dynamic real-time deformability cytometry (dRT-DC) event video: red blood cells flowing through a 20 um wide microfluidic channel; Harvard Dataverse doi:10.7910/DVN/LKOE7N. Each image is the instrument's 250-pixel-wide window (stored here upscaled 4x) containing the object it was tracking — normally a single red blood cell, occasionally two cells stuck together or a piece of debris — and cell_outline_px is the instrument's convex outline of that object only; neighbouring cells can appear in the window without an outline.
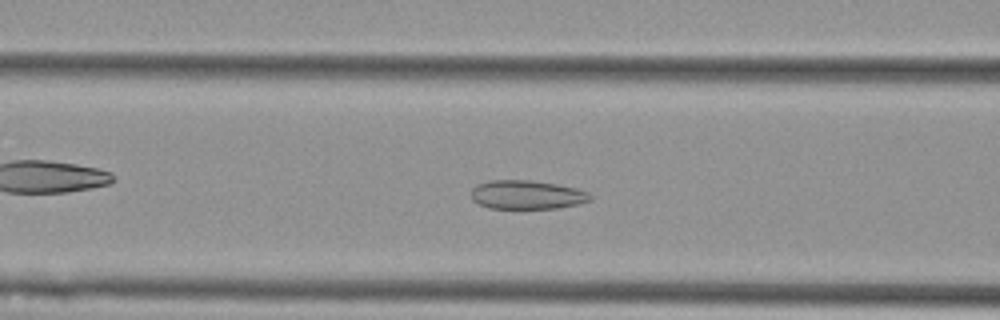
{"species": "Egyptian fruit bat (a non-hibernating species)", "species_latin": "Rousettus aegyptiacus", "temperature_condition": "cold", "stored_images_in_passage": 51, "camera_frame_rate_fps": 3000, "um_per_image_px": 0.085, "animal": {"sex": "female"}, "frame": {"image": 1, "passage_image": 18, "time_ms": 5.667, "image_size_px": [1000, 320], "cell_outline_px": [[592, 200], [560, 208], [488, 208], [472, 200], [472, 188], [476, 184], [492, 180], [528, 180], [556, 184], [576, 188], [588, 192], [592, 196]], "centroid_in_image_um": [44.78, 16.55], "position_along_channel_um": 121.8, "area_um2": 19.94}}
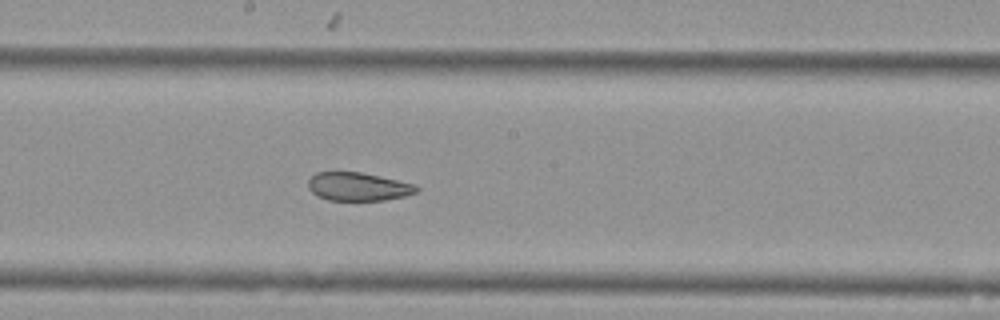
{"frame": {"image": 2, "passage_image": 26, "time_ms": 8.333, "image_size_px": [1000, 320], "cell_outline_px": [[420, 188], [416, 192], [404, 196], [384, 200], [328, 200], [316, 196], [308, 188], [308, 180], [316, 172], [360, 172], [380, 176], [416, 184]], "centroid_in_image_um": [30.43, 15.86], "position_along_channel_um": 217.8, "area_um2": 17.92}}
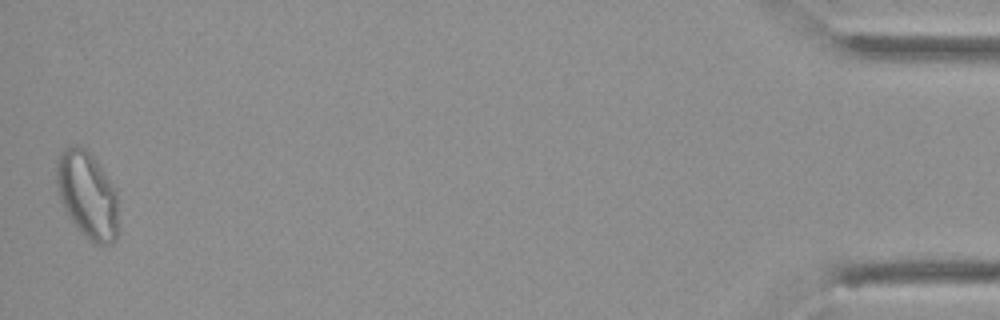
{"frame": {"image": 3, "passage_image": 51, "time_ms": 16.667, "image_size_px": [1000, 320], "cell_outline_px": [[116, 236], [108, 244], [96, 244], [88, 240], [80, 232], [68, 216], [60, 200], [56, 180], [56, 160], [60, 152], [64, 148], [76, 144], [84, 148], [96, 160], [116, 188]], "centroid_in_image_um": [7.38, 16.53], "position_along_channel_um": 427.8, "area_um2": 31.15}, "authors_computed_cell_mechanics": {"area_um2": 23.8714, "velocity_mm_per_s": 3.6111, "shape_relaxation_time_tau1_ms": null, "shape_relaxation_time_tau2_ms": 2.3264, "deformation_change_tau1": null, "deformation_change_tau2": 0.0659}}